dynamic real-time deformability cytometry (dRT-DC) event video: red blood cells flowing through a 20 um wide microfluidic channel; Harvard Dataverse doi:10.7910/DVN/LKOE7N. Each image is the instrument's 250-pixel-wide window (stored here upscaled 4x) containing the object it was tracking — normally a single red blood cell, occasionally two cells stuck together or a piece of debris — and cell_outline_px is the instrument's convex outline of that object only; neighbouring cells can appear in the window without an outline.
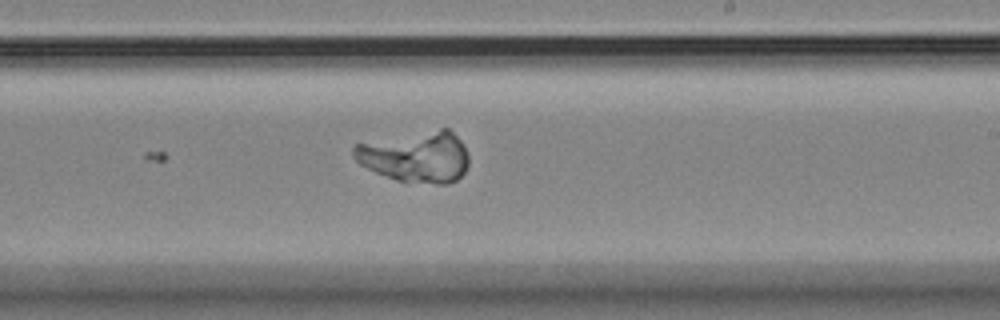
{"species": "Egyptian fruit bat (a non-hibernating species)", "species_latin": "Rousettus aegyptiacus", "temperature_condition": "room temperature", "stored_images_in_passage": 25, "camera_frame_rate_fps": 3000, "um_per_image_px": 0.085, "animal": {"sex": "female"}, "frame": {"image": 1, "passage_image": 25, "time_ms": 8.0, "image_size_px": [1000, 320], "cell_outline_px": [[468, 168], [456, 180], [448, 184], [436, 184], [396, 180], [376, 172], [360, 164], [352, 156], [352, 148], [356, 144], [440, 128], [448, 128], [464, 144], [468, 156]], "centroid_in_image_um": [35.37, 13.33], "position_along_channel_um": 253.6, "area_um2": 34.04}}